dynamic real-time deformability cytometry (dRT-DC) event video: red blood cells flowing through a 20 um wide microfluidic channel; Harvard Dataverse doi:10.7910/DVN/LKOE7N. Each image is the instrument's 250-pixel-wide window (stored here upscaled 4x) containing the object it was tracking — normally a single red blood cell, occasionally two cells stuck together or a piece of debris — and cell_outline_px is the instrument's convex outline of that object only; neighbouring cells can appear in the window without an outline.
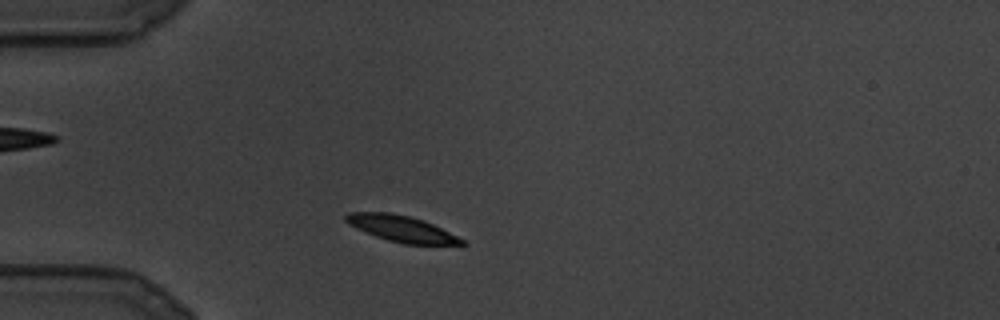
{"species": "common noctule bat (a hibernating species)", "species_latin": "Nyctalus noctula", "temperature_condition": "cold", "stored_images_in_passage": 89, "camera_frame_rate_fps": 3000, "um_per_image_px": 0.085, "animal": {"sex": "male", "body_mass_g": 19.5, "forearm_length_mm": 54.6}, "frame": {"image": 1, "passage_image": 11, "time_ms": 3.333, "image_size_px": [1000, 320], "cell_outline_px": [[468, 244], [404, 244], [388, 240], [376, 236], [356, 228], [348, 224], [344, 220], [344, 216], [348, 212], [388, 212], [408, 216], [424, 220], [464, 240]], "centroid_in_image_um": [34.07, 19.42], "position_along_channel_um": 50.9, "area_um2": 17.4}}
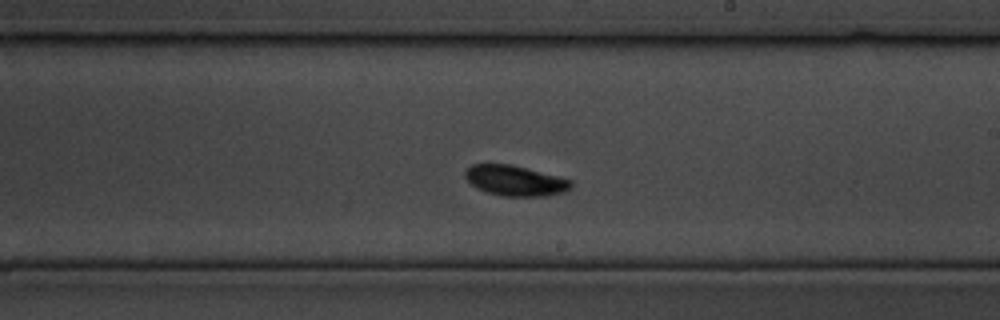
{"frame": {"image": 2, "passage_image": 45, "time_ms": 14.667, "image_size_px": [1000, 320], "cell_outline_px": [[572, 188], [564, 192], [548, 196], [504, 196], [488, 192], [476, 188], [464, 176], [464, 172], [472, 164], [512, 164], [572, 180]], "centroid_in_image_um": [43.81, 15.35], "position_along_channel_um": 245.2, "area_um2": 18.73}}
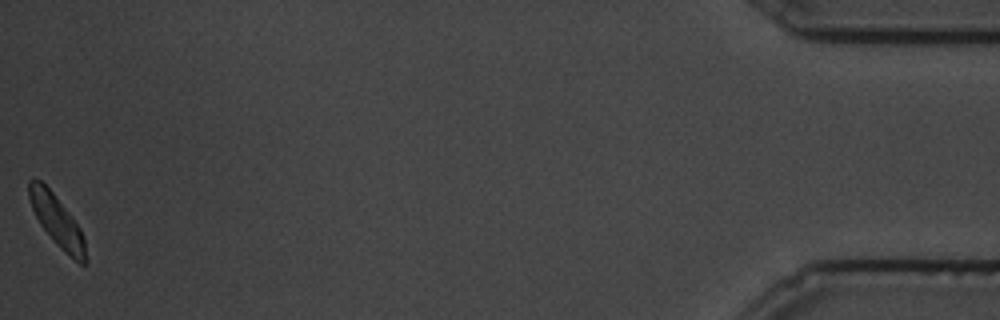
{"frame": {"image": 3, "passage_image": 89, "time_ms": 29.333, "image_size_px": [1000, 320], "cell_outline_px": [[88, 260], [84, 264], [80, 264], [64, 252], [52, 240], [40, 224], [32, 208], [28, 196], [28, 180], [32, 176], [40, 180], [52, 192], [80, 228], [84, 236]], "centroid_in_image_um": [4.84, 18.79], "position_along_channel_um": 430.4, "area_um2": 16.88}}